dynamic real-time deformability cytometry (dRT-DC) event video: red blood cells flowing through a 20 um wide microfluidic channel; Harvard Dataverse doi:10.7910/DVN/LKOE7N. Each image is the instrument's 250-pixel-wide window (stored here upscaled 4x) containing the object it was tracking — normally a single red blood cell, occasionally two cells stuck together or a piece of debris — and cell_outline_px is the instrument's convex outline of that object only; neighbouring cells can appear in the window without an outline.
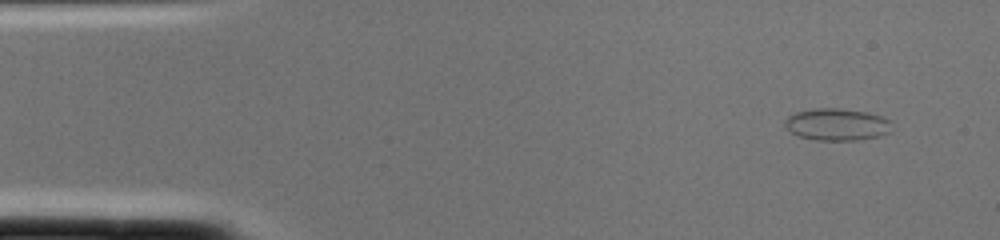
{"species": "common noctule bat (a hibernating species)", "species_latin": "Nyctalus noctula", "temperature_condition": "cold", "stored_images_in_passage": 2, "camera_frame_rate_fps": 3000, "um_per_image_px": 0.085, "animal": {"sex": "female", "body_mass_g": 22.0, "forearm_length_mm": 56.7}, "frame": {"image": 1, "passage_image": 1, "time_ms": 0.0, "image_size_px": [1000, 240], "cell_outline_px": [[892, 132], [880, 136], [856, 140], [816, 140], [800, 136], [792, 132], [784, 124], [784, 120], [788, 116], [796, 112], [816, 108], [840, 108], [868, 112], [884, 116], [888, 120]], "centroid_in_image_um": [71.17, 10.57], "position_along_channel_um": 13.8, "area_um2": 20.0}}
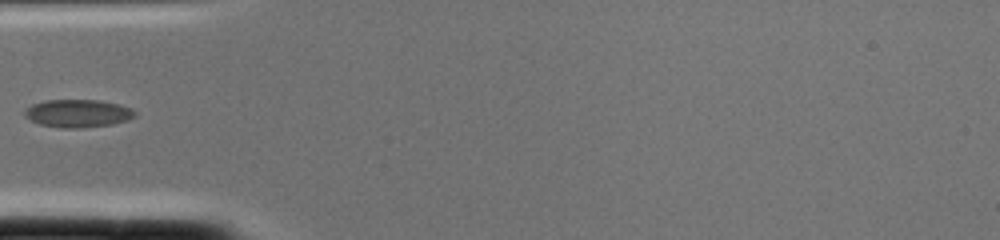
{"frame": {"image": 2, "passage_image": 2, "time_ms": 0.333, "image_size_px": [1000, 240], "cell_outline_px": [[136, 116], [128, 120], [112, 124], [80, 128], [60, 128], [40, 124], [28, 120], [24, 116], [24, 112], [32, 104], [44, 100], [100, 100], [132, 108], [136, 112]], "centroid_in_image_um": [6.61, 9.64], "position_along_channel_um": 78.4, "area_um2": 17.98}}